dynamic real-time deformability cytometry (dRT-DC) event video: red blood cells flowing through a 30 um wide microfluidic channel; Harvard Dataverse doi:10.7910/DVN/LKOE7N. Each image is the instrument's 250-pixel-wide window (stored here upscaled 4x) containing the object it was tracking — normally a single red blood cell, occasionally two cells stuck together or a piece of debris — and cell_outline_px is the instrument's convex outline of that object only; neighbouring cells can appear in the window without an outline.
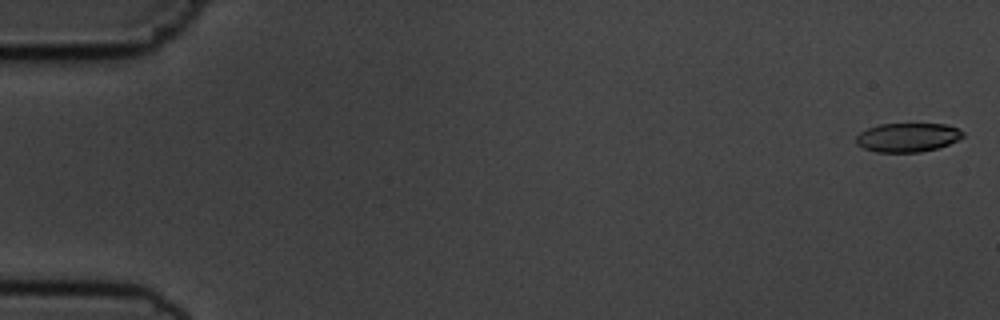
{"species": "common noctule bat (a hibernating species)", "species_latin": "Nyctalus noctula", "temperature_condition": "cold", "stored_images_in_passage": 55, "camera_frame_rate_fps": 3000, "um_per_image_px": 0.085, "animal": {"sex": "male", "body_mass_g": 19.5, "forearm_length_mm": 54.6}, "frame": {"image": 1, "passage_image": 1, "time_ms": 0.0, "image_size_px": [1000, 320], "cell_outline_px": [[964, 136], [948, 144], [936, 148], [920, 152], [876, 152], [864, 148], [856, 144], [856, 136], [860, 132], [868, 128], [880, 124], [944, 124], [956, 128], [964, 132]], "centroid_in_image_um": [77.12, 11.68], "position_along_channel_um": 7.9, "area_um2": 17.86}}
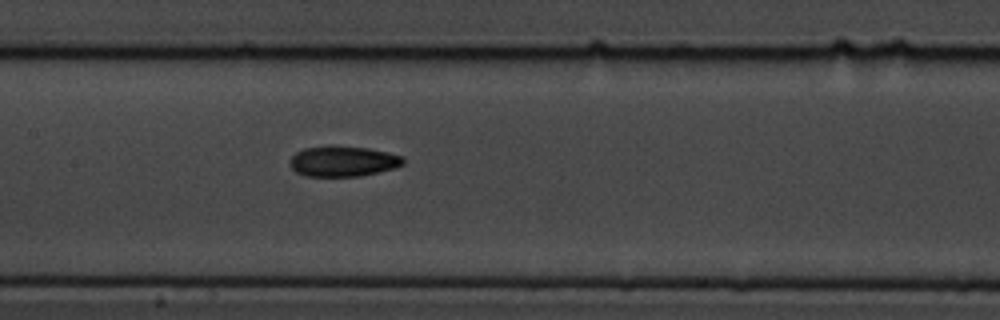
{"frame": {"image": 2, "passage_image": 27, "time_ms": 8.667, "image_size_px": [1000, 320], "cell_outline_px": [[404, 164], [392, 168], [360, 176], [304, 176], [296, 172], [292, 168], [288, 160], [296, 152], [304, 148], [328, 144], [368, 148], [404, 156]], "centroid_in_image_um": [29.11, 13.68], "position_along_channel_um": 178.3, "area_um2": 20.35}}
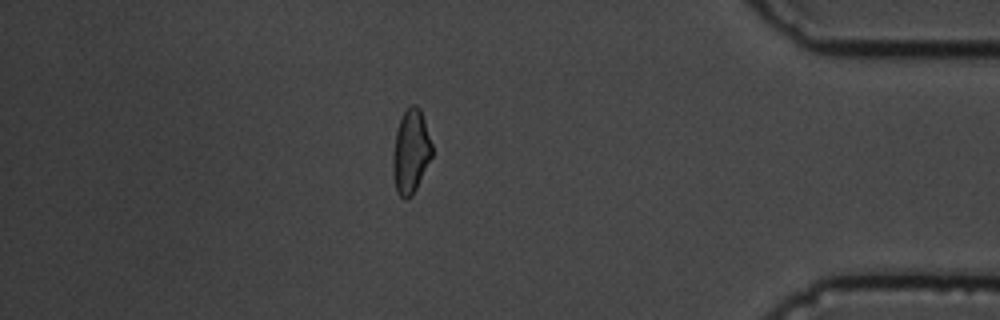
{"frame": {"image": 3, "passage_image": 48, "time_ms": 15.667, "image_size_px": [1000, 320], "cell_outline_px": [[432, 156], [412, 196], [404, 200], [396, 192], [392, 172], [392, 156], [396, 132], [400, 120], [404, 112], [412, 104], [416, 104], [420, 108], [432, 144]], "centroid_in_image_um": [34.9, 12.91], "position_along_channel_um": 400.3, "area_um2": 19.07}, "authors_computed_cell_mechanics": {"area_um2": 19.4786, "velocity_mm_per_s": 3.6668, "shape_relaxation_time_tau1_ms": 4.908, "shape_relaxation_time_tau2_ms": 5.0653, "deformation_change_tau1": 0.1293, "deformation_change_tau2": 0.122}}